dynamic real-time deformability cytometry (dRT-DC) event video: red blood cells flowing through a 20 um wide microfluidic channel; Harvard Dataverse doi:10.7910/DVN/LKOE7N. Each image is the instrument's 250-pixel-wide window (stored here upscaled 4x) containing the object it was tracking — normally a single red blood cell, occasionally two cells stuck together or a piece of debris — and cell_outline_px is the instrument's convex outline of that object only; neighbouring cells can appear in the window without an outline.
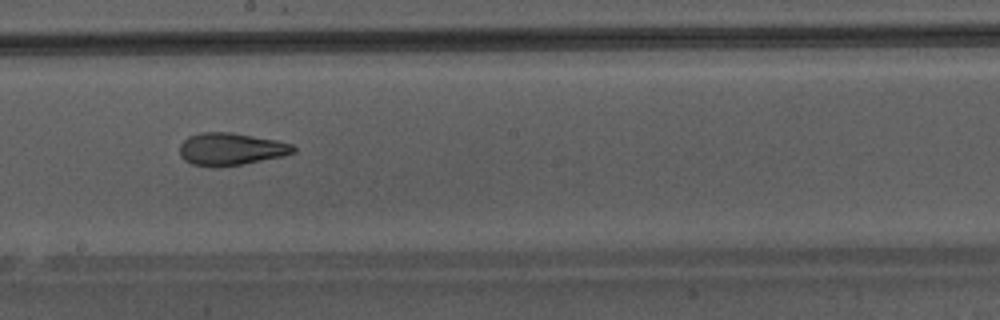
{"species": "Egyptian fruit bat (a non-hibernating species)", "species_latin": "Rousettus aegyptiacus", "temperature_condition": "warm", "stored_images_in_passage": 44, "camera_frame_rate_fps": 3000, "um_per_image_px": 0.085, "animal": {"sex": "male"}, "frame": {"image": 1, "passage_image": 26, "time_ms": 8.333, "image_size_px": [1000, 320], "cell_outline_px": [[296, 152], [284, 156], [240, 164], [192, 164], [184, 160], [180, 156], [180, 144], [188, 136], [200, 132], [232, 132], [276, 140], [292, 144], [296, 148]], "centroid_in_image_um": [19.65, 12.62], "position_along_channel_um": 228.5, "area_um2": 20.92}}